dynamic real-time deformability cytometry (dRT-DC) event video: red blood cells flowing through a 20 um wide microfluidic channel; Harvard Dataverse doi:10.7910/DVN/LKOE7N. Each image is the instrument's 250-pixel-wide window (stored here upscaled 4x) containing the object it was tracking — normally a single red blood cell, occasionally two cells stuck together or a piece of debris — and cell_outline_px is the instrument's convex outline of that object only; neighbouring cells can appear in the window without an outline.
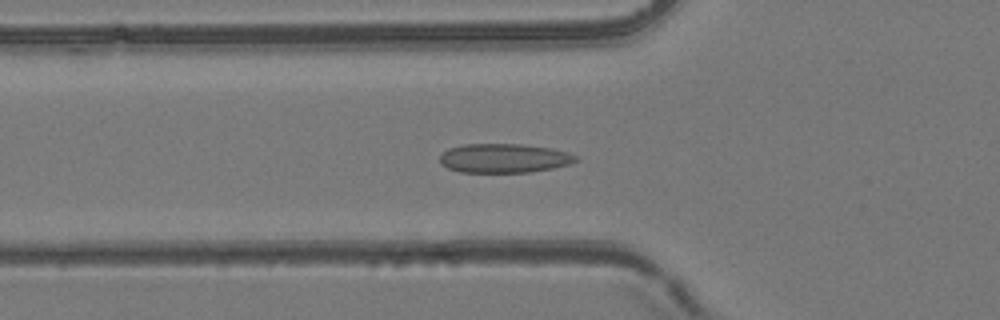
{"species": "common noctule bat (a hibernating species)", "species_latin": "Nyctalus noctula", "temperature_condition": "room temperature", "stored_images_in_passage": 54, "camera_frame_rate_fps": 3000, "um_per_image_px": 0.085, "animal": {"sex": "female", "body_mass_g": 24.6, "forearm_length_mm": 56.2}, "frame": {"image": 1, "passage_image": 19, "time_ms": 6.0, "image_size_px": [1000, 320], "cell_outline_px": [[580, 160], [568, 164], [552, 168], [528, 172], [460, 172], [448, 168], [440, 164], [440, 156], [448, 148], [464, 144], [520, 144], [552, 148], [568, 152], [576, 156]], "centroid_in_image_um": [42.84, 13.44], "position_along_channel_um": 83.0, "area_um2": 23.06}}
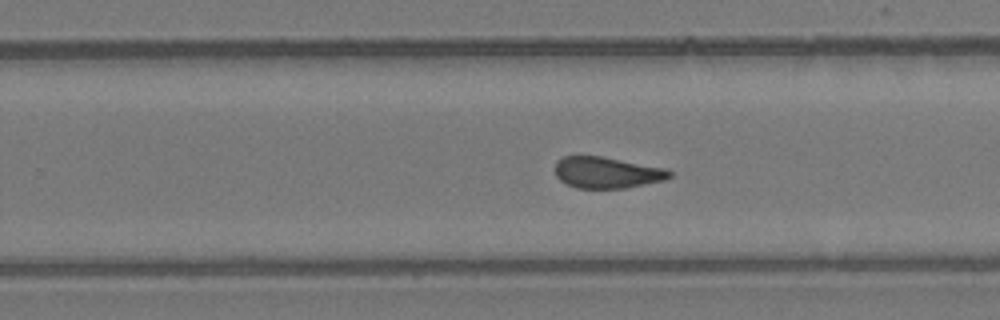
{"frame": {"image": 2, "passage_image": 34, "time_ms": 11.0, "image_size_px": [1000, 320], "cell_outline_px": [[672, 176], [664, 180], [624, 188], [576, 188], [560, 180], [556, 176], [556, 160], [564, 156], [600, 156], [664, 168], [672, 172]], "centroid_in_image_um": [51.56, 14.67], "position_along_channel_um": 278.2, "area_um2": 20.63}}
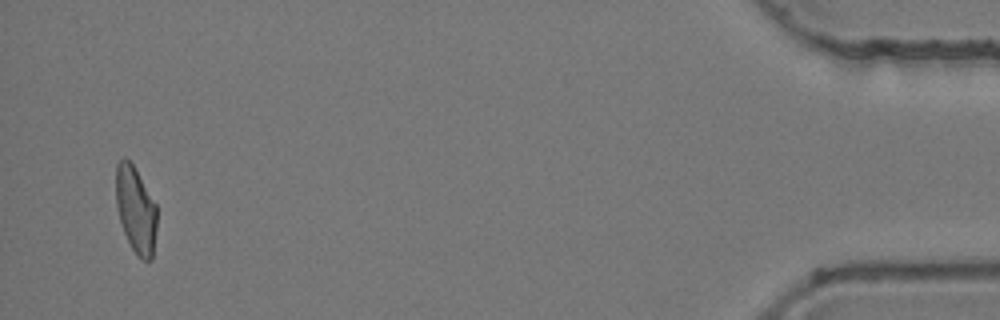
{"frame": {"image": 3, "passage_image": 52, "time_ms": 17.0, "image_size_px": [1000, 320], "cell_outline_px": [[156, 228], [152, 260], [144, 260], [136, 256], [124, 232], [120, 220], [116, 204], [116, 164], [124, 156], [132, 164], [156, 204]], "centroid_in_image_um": [11.53, 17.84], "position_along_channel_um": 423.7, "area_um2": 20.4}, "authors_computed_cell_mechanics": {"area_um2": 21.7906, "velocity_mm_per_s": 3.8966, "shape_relaxation_time_tau1_ms": null, "shape_relaxation_time_tau2_ms": 2.0138, "deformation_change_tau1": null, "deformation_change_tau2": 0.0778}}